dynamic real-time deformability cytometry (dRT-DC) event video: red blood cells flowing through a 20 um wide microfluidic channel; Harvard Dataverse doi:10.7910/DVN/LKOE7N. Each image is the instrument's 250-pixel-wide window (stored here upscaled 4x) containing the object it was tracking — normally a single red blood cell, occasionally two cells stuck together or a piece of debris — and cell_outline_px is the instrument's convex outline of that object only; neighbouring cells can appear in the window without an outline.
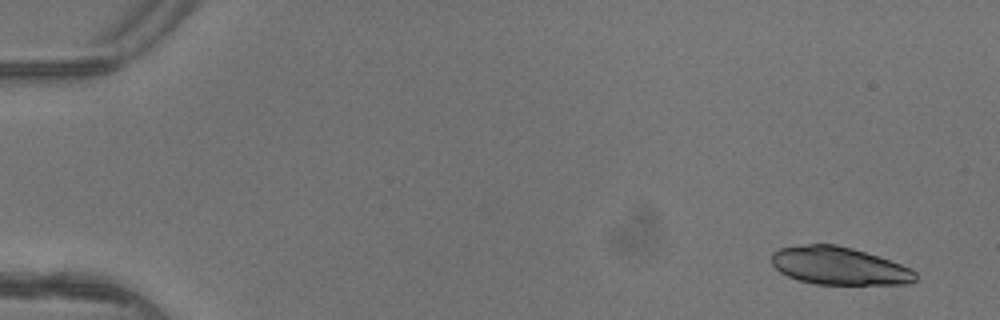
{"species": "common noctule bat (a hibernating species)", "species_latin": "Nyctalus noctula", "temperature_condition": "warm", "stored_images_in_passage": 5, "camera_frame_rate_fps": 3000, "um_per_image_px": 0.085, "animal": {"sex": "female"}, "frame": {"image": 1, "passage_image": 1, "time_ms": 0.0, "image_size_px": [1000, 320], "cell_outline_px": [[916, 280], [908, 284], [816, 284], [800, 280], [788, 276], [780, 272], [772, 264], [772, 252], [780, 248], [808, 244], [836, 244], [852, 248], [900, 264], [916, 272]], "centroid_in_image_um": [71.3, 22.6], "position_along_channel_um": 13.7, "area_um2": 31.33}}
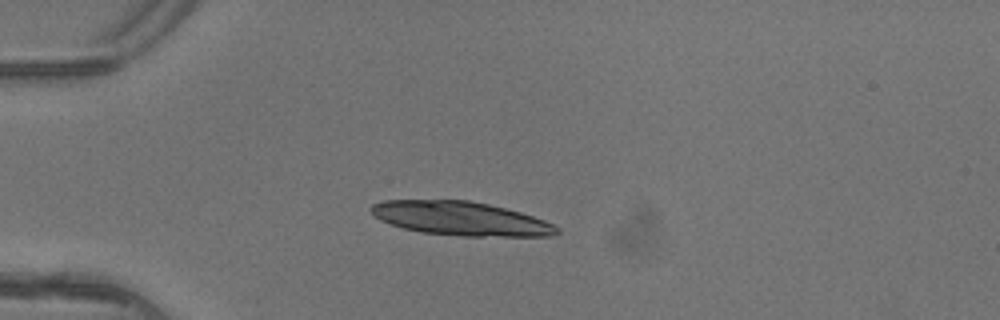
{"frame": {"image": 2, "passage_image": 4, "time_ms": 1.0, "image_size_px": [1000, 320], "cell_outline_px": [[560, 232], [552, 236], [464, 236], [420, 232], [404, 228], [380, 220], [368, 208], [372, 204], [384, 200], [468, 200], [488, 204], [520, 212], [544, 220], [560, 228]], "centroid_in_image_um": [39.16, 18.57], "position_along_channel_um": 45.8, "area_um2": 36.47}}